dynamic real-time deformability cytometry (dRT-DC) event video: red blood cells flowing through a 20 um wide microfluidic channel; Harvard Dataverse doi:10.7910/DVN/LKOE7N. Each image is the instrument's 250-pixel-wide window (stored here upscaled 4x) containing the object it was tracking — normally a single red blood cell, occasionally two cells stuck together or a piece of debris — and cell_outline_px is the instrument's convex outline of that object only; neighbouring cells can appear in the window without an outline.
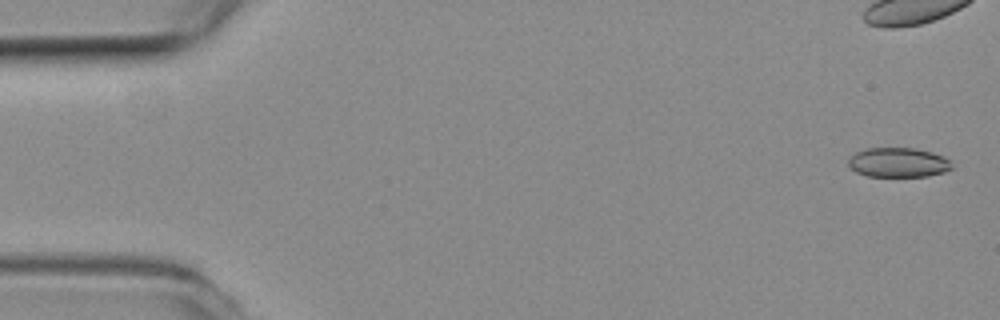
{"species": "common noctule bat (a hibernating species)", "species_latin": "Nyctalus noctula", "temperature_condition": "room temperature", "stored_images_in_passage": 8, "camera_frame_rate_fps": 3000, "um_per_image_px": 0.085, "animal": {"sex": "female", "body_mass_g": 19.3, "forearm_length_mm": 54.1}, "frame": {"image": 1, "passage_image": 2, "time_ms": 0.333, "image_size_px": [1000, 320], "cell_outline_px": [[952, 168], [944, 172], [928, 176], [868, 176], [856, 172], [848, 164], [848, 160], [856, 152], [868, 148], [916, 148], [932, 152], [944, 156], [948, 160]], "centroid_in_image_um": [76.36, 13.8], "position_along_channel_um": 8.6, "area_um2": 17.69}}